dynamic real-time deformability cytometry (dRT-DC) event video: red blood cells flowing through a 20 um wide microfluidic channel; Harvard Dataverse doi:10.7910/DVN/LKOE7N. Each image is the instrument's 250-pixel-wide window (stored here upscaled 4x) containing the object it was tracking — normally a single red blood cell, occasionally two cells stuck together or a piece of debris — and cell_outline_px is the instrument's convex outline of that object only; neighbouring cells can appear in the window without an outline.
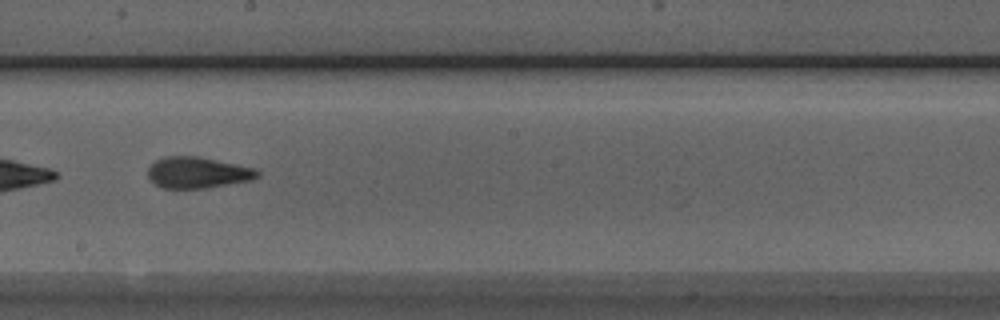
{"species": "Egyptian fruit bat (a non-hibernating species)", "species_latin": "Rousettus aegyptiacus", "temperature_condition": "room temperature", "stored_images_in_passage": 14, "camera_frame_rate_fps": 3000, "um_per_image_px": 0.085, "animal": {"sex": "male"}, "frame": {"image": 1, "passage_image": 8, "time_ms": 2.333, "image_size_px": [1000, 320], "cell_outline_px": [[260, 176], [252, 180], [208, 188], [160, 188], [148, 176], [148, 168], [156, 160], [164, 156], [200, 156], [256, 168], [260, 172]], "centroid_in_image_um": [16.84, 14.66], "position_along_channel_um": 231.4, "area_um2": 20.11}}
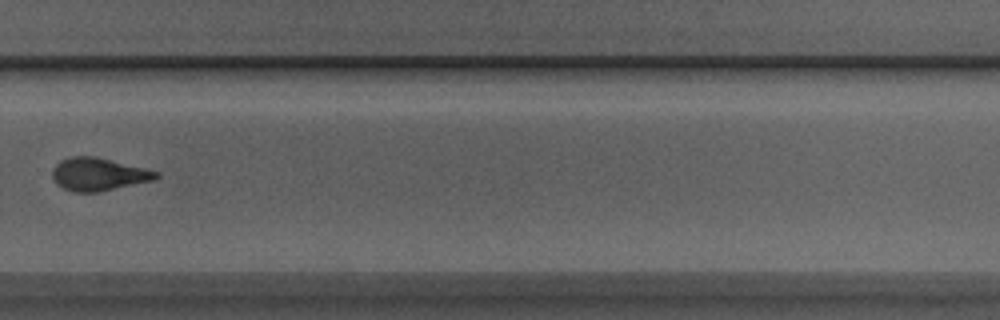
{"frame": {"image": 2, "passage_image": 10, "time_ms": 3.0, "image_size_px": [1000, 320], "cell_outline_px": [[160, 176], [152, 180], [100, 192], [72, 192], [56, 184], [52, 176], [52, 168], [60, 160], [72, 156], [96, 156], [160, 172]], "centroid_in_image_um": [8.34, 14.81], "position_along_channel_um": 321.5, "area_um2": 19.88}}
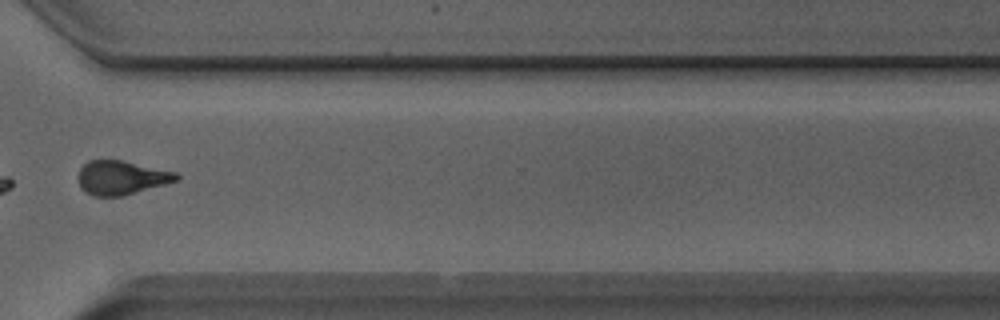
{"frame": {"image": 3, "passage_image": 11, "time_ms": 3.333, "image_size_px": [1000, 320], "cell_outline_px": [[180, 180], [120, 196], [92, 196], [84, 192], [80, 188], [76, 176], [80, 168], [88, 160], [124, 160], [176, 172], [180, 176]], "centroid_in_image_um": [10.28, 15.09], "position_along_channel_um": 360.3, "area_um2": 19.65}}